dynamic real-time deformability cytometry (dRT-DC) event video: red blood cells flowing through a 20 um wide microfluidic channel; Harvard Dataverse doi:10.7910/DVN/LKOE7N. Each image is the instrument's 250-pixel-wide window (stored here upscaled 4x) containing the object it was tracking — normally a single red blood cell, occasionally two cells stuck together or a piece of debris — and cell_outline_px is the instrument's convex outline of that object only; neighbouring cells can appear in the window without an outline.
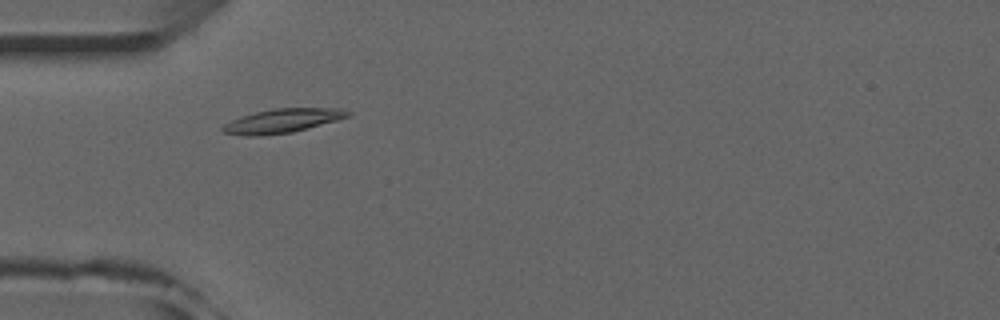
{"species": "common noctule bat (a hibernating species)", "species_latin": "Nyctalus noctula", "temperature_condition": "room temperature", "stored_images_in_passage": 47, "camera_frame_rate_fps": 3000, "um_per_image_px": 0.085, "animal": {"sex": "male", "forearm_length_mm": 52.5}, "frame": {"image": 1, "passage_image": 11, "time_ms": 3.333, "image_size_px": [1000, 320], "cell_outline_px": [[352, 116], [292, 132], [248, 136], [244, 136], [224, 132], [220, 128], [224, 124], [240, 116], [272, 108], [340, 108], [352, 112]], "centroid_in_image_um": [24.03, 10.25], "position_along_channel_um": 61.0, "area_um2": 17.4}}
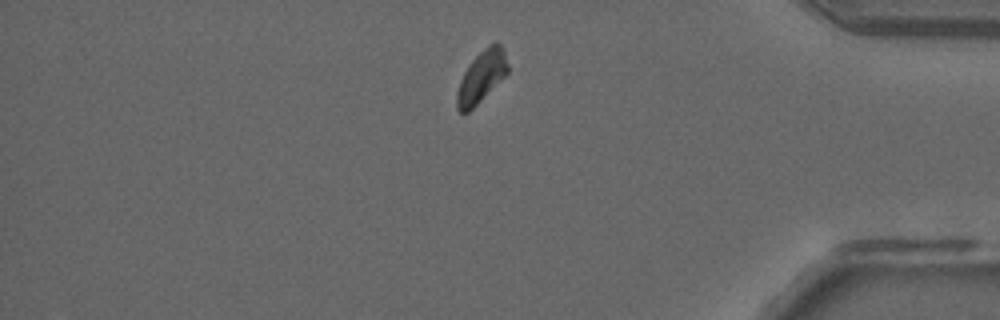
{"frame": {"image": 2, "passage_image": 39, "time_ms": 12.667, "image_size_px": [1000, 320], "cell_outline_px": [[508, 72], [468, 112], [460, 112], [456, 108], [456, 92], [460, 80], [464, 72], [472, 60], [488, 44], [496, 40], [504, 48], [508, 64]], "centroid_in_image_um": [40.92, 6.47], "position_along_channel_um": 394.3, "area_um2": 15.14}}
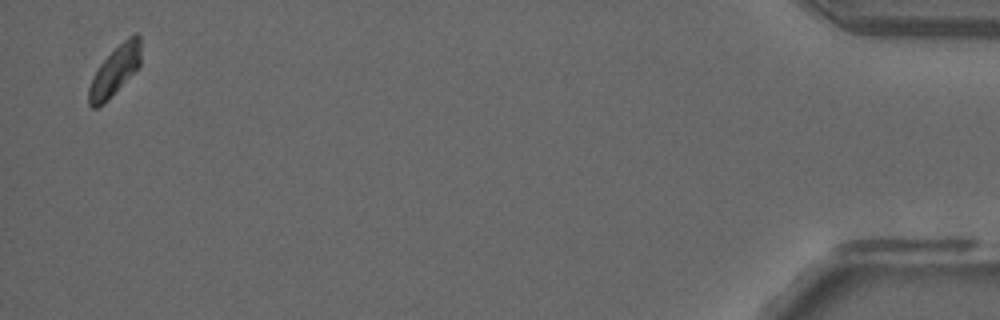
{"frame": {"image": 3, "passage_image": 46, "time_ms": 15.0, "image_size_px": [1000, 320], "cell_outline_px": [[140, 64], [108, 100], [104, 104], [96, 108], [92, 108], [88, 104], [88, 88], [92, 76], [100, 64], [128, 36], [136, 32], [140, 36]], "centroid_in_image_um": [9.73, 6.04], "position_along_channel_um": 425.5, "area_um2": 14.74}, "authors_computed_cell_mechanics": {"area_um2": 15.9528, "velocity_mm_per_s": 3.9174, "shape_relaxation_time_tau1_ms": 4.7561, "shape_relaxation_time_tau2_ms": null, "deformation_change_tau1": 0.094, "deformation_change_tau2": null}}